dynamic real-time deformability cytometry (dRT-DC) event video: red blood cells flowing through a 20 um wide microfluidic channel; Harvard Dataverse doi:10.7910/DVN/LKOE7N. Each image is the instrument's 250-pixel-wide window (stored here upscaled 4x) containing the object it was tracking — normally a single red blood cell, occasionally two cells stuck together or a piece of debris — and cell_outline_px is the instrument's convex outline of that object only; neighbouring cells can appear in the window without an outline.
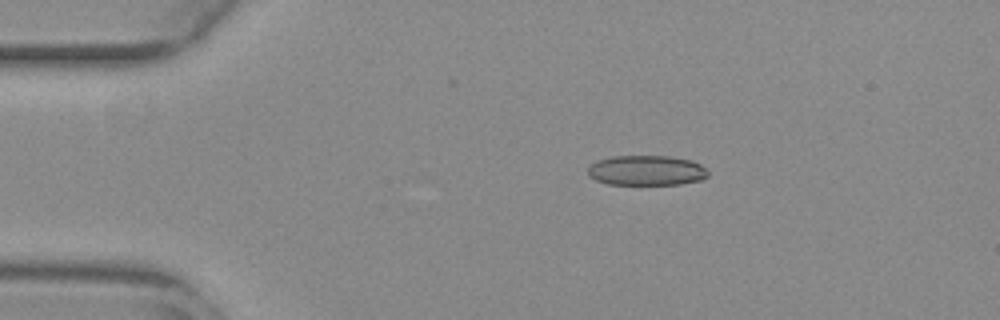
{"species": "common noctule bat (a hibernating species)", "species_latin": "Nyctalus noctula", "temperature_condition": "warm", "stored_images_in_passage": 54, "camera_frame_rate_fps": 3000, "um_per_image_px": 0.085, "animal": {"sex": "female", "body_mass_g": 29.2, "forearm_length_mm": 56.3}, "frame": {"image": 1, "passage_image": 11, "time_ms": 3.333, "image_size_px": [1000, 320], "cell_outline_px": [[708, 176], [700, 180], [680, 184], [608, 184], [596, 180], [588, 176], [588, 168], [596, 160], [612, 156], [668, 156], [692, 160], [700, 164], [708, 172]], "centroid_in_image_um": [54.93, 14.48], "position_along_channel_um": 30.1, "area_um2": 21.04}}
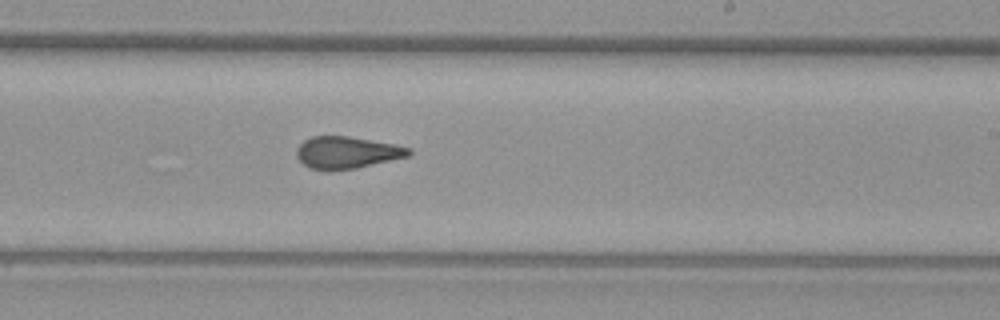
{"frame": {"image": 2, "passage_image": 33, "time_ms": 10.667, "image_size_px": [1000, 320], "cell_outline_px": [[412, 152], [408, 156], [356, 168], [328, 172], [308, 168], [296, 156], [296, 148], [304, 140], [312, 136], [348, 136], [396, 144], [412, 148]], "centroid_in_image_um": [29.46, 12.97], "position_along_channel_um": 259.5, "area_um2": 21.21}}
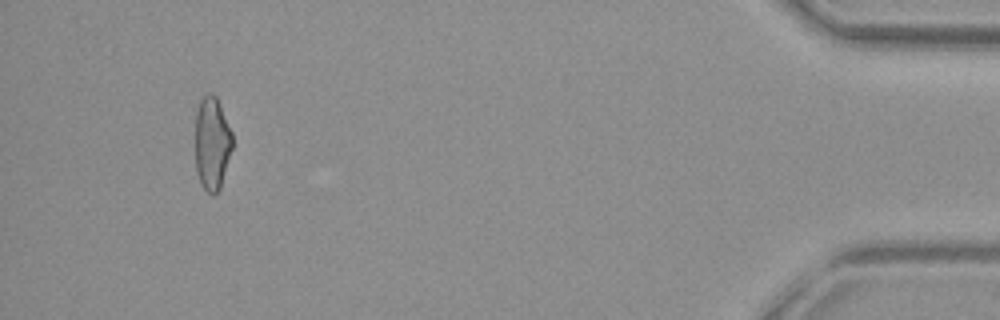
{"frame": {"image": 3, "passage_image": 51, "time_ms": 16.667, "image_size_px": [1000, 320], "cell_outline_px": [[232, 148], [220, 188], [212, 196], [204, 188], [196, 172], [196, 112], [200, 100], [208, 92], [212, 92], [216, 96], [232, 132]], "centroid_in_image_um": [18.02, 12.16], "position_along_channel_um": 417.2, "area_um2": 20.0}, "authors_computed_cell_mechanics": {"area_um2": 21.386, "velocity_mm_per_s": 3.8799, "shape_relaxation_time_tau1_ms": null, "shape_relaxation_time_tau2_ms": 1.5497, "deformation_change_tau1": null, "deformation_change_tau2": 0.0916}}